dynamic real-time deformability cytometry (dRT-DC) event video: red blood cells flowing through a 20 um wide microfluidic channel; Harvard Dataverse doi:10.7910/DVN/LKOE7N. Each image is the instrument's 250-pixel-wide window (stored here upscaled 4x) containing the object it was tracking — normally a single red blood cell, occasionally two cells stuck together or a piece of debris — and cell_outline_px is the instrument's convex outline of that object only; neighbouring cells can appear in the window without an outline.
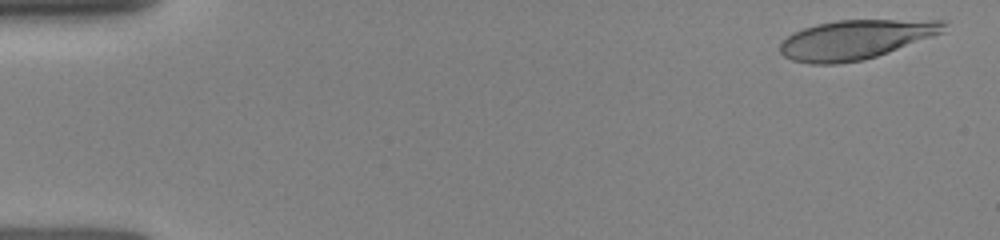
{"species": "human", "species_latin": "Homo sapiens", "temperature_condition": "room temperature", "stored_images_in_passage": 20, "camera_frame_rate_fps": 3000, "um_per_image_px": 0.085, "donor": {"sex": "female"}, "frame": {"image": 1, "passage_image": 1, "time_ms": 0.0, "image_size_px": [1000, 240], "cell_outline_px": [[948, 24], [944, 32], [888, 52], [864, 60], [836, 64], [812, 64], [792, 60], [784, 56], [780, 52], [780, 44], [792, 32], [816, 24], [836, 20], [944, 20]], "centroid_in_image_um": [72.72, 3.36], "position_along_channel_um": 12.3, "area_um2": 37.45}}
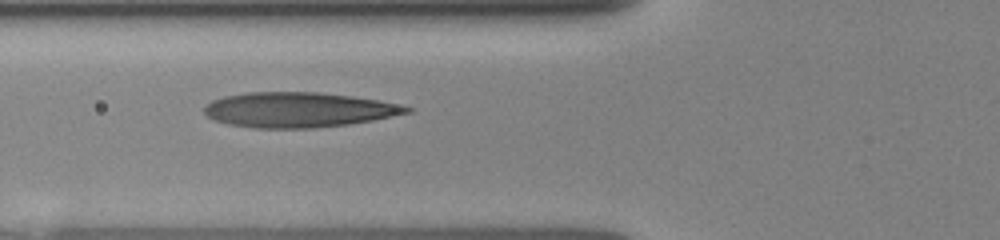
{"frame": {"image": 2, "passage_image": 9, "time_ms": 5.333, "image_size_px": [1000, 240], "cell_outline_px": [[412, 112], [372, 120], [348, 124], [312, 128], [256, 128], [228, 124], [212, 120], [204, 112], [204, 104], [212, 100], [224, 96], [248, 92], [316, 92], [352, 96], [376, 100], [412, 108]], "centroid_in_image_um": [25.29, 9.33], "position_along_channel_um": 100.5, "area_um2": 41.15}}
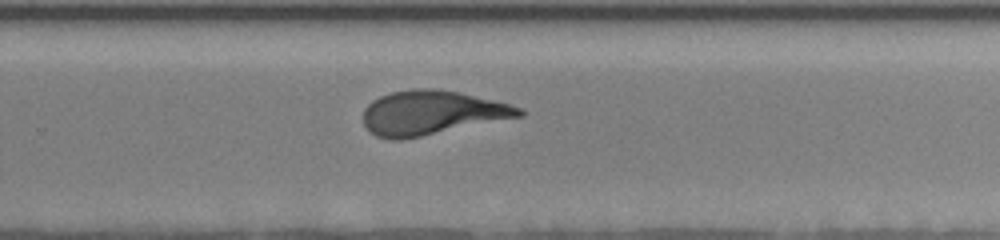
{"frame": {"image": 3, "passage_image": 20, "time_ms": 10.0, "image_size_px": [1000, 240], "cell_outline_px": [[524, 116], [400, 140], [392, 140], [376, 136], [368, 132], [364, 124], [364, 108], [372, 100], [380, 96], [392, 92], [412, 88], [436, 88], [456, 92], [508, 104], [520, 108], [524, 112]], "centroid_in_image_um": [36.64, 9.59], "position_along_channel_um": 293.2, "area_um2": 39.88}}